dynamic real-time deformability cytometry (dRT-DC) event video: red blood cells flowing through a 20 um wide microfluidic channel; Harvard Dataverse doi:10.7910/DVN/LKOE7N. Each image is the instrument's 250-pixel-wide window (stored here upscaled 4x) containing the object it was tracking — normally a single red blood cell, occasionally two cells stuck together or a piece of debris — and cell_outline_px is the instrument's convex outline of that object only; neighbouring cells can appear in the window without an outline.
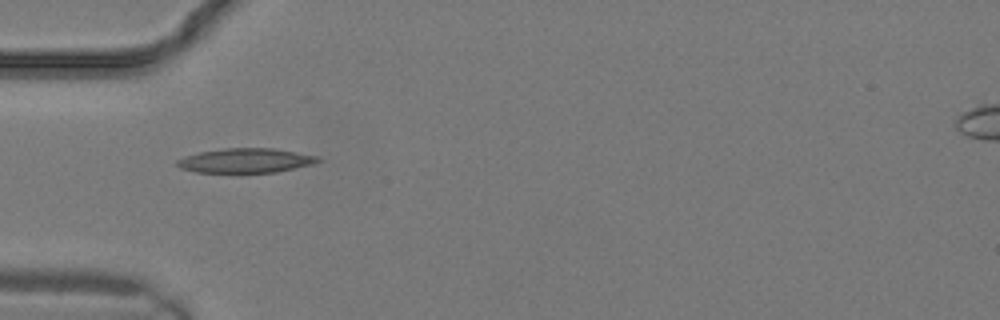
{"species": "common noctule bat (a hibernating species)", "species_latin": "Nyctalus noctula", "temperature_condition": "warm", "stored_images_in_passage": 4, "camera_frame_rate_fps": 3000, "um_per_image_px": 0.085, "animal": {"sex": "male", "body_mass_g": 19.2, "forearm_length_mm": 51.8}, "frame": {"image": 1, "passage_image": 1, "time_ms": 0.0, "image_size_px": [1000, 320], "cell_outline_px": [[324, 160], [312, 164], [276, 172], [240, 176], [196, 172], [180, 168], [176, 164], [176, 160], [184, 156], [200, 152], [224, 148], [272, 148], [320, 156]], "centroid_in_image_um": [20.86, 13.7], "position_along_channel_um": 64.1, "area_um2": 21.21}}
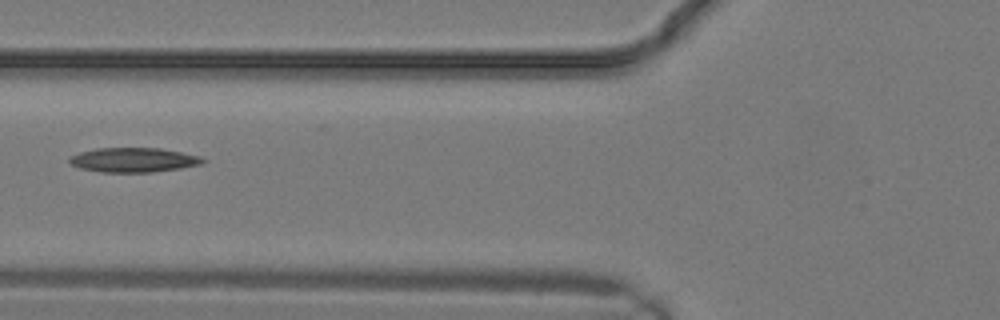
{"frame": {"image": 2, "passage_image": 3, "time_ms": 0.667, "image_size_px": [1000, 320], "cell_outline_px": [[208, 160], [204, 164], [180, 168], [152, 172], [100, 172], [80, 168], [72, 164], [68, 160], [72, 156], [80, 152], [96, 148], [160, 148], [200, 156]], "centroid_in_image_um": [11.39, 13.59], "position_along_channel_um": 114.4, "area_um2": 19.02}}